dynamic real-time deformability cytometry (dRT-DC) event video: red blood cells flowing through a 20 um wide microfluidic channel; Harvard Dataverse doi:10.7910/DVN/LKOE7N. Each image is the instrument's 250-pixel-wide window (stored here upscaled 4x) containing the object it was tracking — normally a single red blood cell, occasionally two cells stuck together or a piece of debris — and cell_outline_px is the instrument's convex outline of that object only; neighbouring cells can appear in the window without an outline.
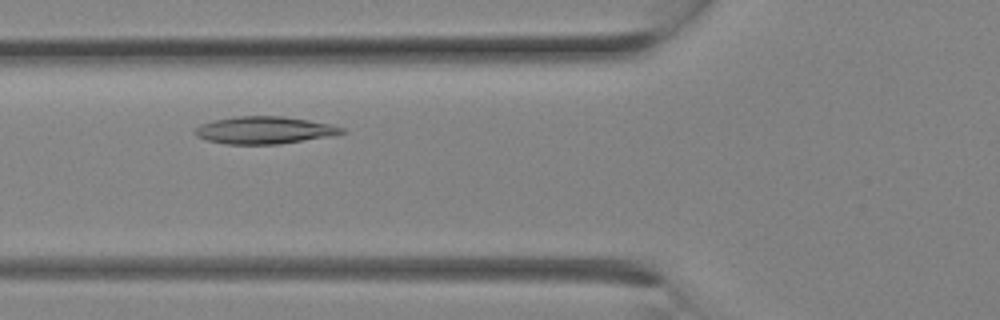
{"species": "Egyptian fruit bat (a non-hibernating species)", "species_latin": "Rousettus aegyptiacus", "temperature_condition": "room temperature", "stored_images_in_passage": 5, "camera_frame_rate_fps": 3000, "um_per_image_px": 0.085, "animal": {"sex": "female"}, "frame": {"image": 1, "passage_image": 2, "time_ms": 0.333, "image_size_px": [1000, 320], "cell_outline_px": [[348, 132], [336, 136], [280, 144], [224, 144], [208, 140], [196, 136], [192, 132], [200, 124], [216, 120], [236, 116], [280, 116], [308, 120], [332, 124], [344, 128]], "centroid_in_image_um": [22.54, 11.07], "position_along_channel_um": 103.3, "area_um2": 23.64}}
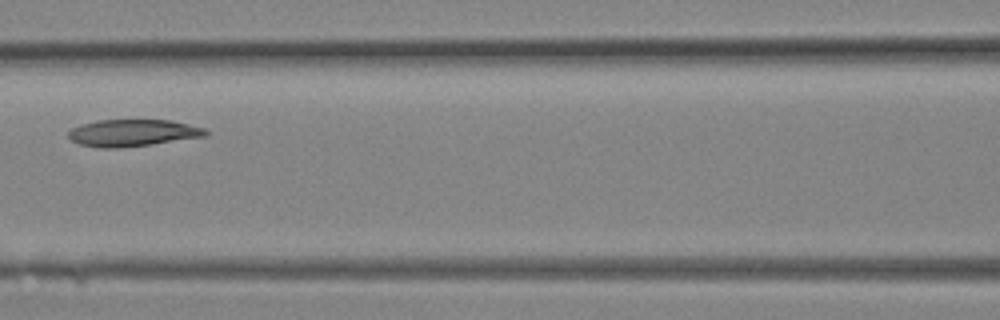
{"frame": {"image": 2, "passage_image": 4, "time_ms": 1.0, "image_size_px": [1000, 320], "cell_outline_px": [[208, 136], [152, 144], [120, 148], [100, 148], [80, 144], [72, 140], [68, 136], [68, 132], [72, 128], [80, 124], [96, 120], [172, 120], [204, 128], [208, 132]], "centroid_in_image_um": [11.28, 11.29], "position_along_channel_um": 155.3, "area_um2": 21.62}}